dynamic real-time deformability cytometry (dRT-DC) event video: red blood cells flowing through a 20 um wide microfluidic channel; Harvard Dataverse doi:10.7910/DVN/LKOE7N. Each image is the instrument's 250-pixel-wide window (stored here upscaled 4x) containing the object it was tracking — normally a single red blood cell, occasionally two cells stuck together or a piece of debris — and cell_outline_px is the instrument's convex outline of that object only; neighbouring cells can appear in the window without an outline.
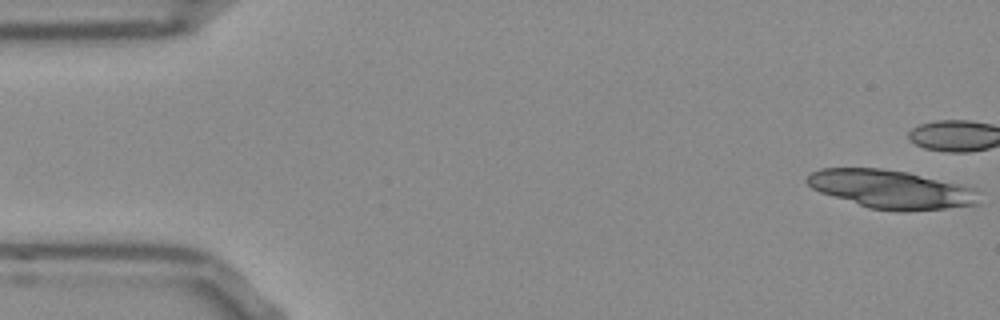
{"species": "Egyptian fruit bat (a non-hibernating species)", "species_latin": "Rousettus aegyptiacus", "temperature_condition": "room temperature", "stored_images_in_passage": 9, "camera_frame_rate_fps": 3000, "um_per_image_px": 0.085, "frame": {"image": 1, "passage_image": 1, "time_ms": 0.0, "image_size_px": [1000, 320], "cell_outline_px": [[976, 204], [944, 208], [908, 212], [896, 212], [868, 208], [820, 192], [812, 188], [804, 180], [812, 172], [820, 168], [880, 168], [908, 172], [972, 188]], "centroid_in_image_um": [75.61, 16.09], "position_along_channel_um": 9.4, "area_um2": 37.97}}